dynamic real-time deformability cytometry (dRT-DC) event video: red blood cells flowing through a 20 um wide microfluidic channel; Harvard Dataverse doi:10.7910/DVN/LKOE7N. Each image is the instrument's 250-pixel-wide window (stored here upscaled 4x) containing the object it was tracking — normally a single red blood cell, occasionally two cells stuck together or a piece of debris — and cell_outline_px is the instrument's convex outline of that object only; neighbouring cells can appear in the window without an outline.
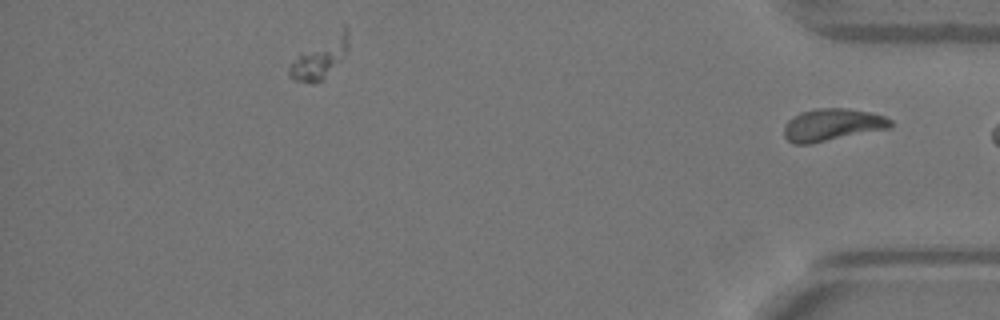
{"species": "Egyptian fruit bat (a non-hibernating species)", "species_latin": "Rousettus aegyptiacus", "temperature_condition": "warm", "stored_images_in_passage": 37, "segment_of_instrument_passage": [2, 2], "camera_frame_rate_fps": 3000, "um_per_image_px": 0.085, "animal": {"sex": "female"}, "frame": {"image": 1, "passage_image": 37, "time_ms": 12.0, "image_size_px": [1000, 320], "cell_outline_px": [[892, 124], [888, 128], [812, 144], [792, 144], [784, 136], [784, 124], [792, 116], [800, 112], [816, 108], [848, 108], [868, 112], [884, 116], [892, 120]], "centroid_in_image_um": [70.68, 10.61], "position_along_channel_um": 364.5, "area_um2": 20.11}}